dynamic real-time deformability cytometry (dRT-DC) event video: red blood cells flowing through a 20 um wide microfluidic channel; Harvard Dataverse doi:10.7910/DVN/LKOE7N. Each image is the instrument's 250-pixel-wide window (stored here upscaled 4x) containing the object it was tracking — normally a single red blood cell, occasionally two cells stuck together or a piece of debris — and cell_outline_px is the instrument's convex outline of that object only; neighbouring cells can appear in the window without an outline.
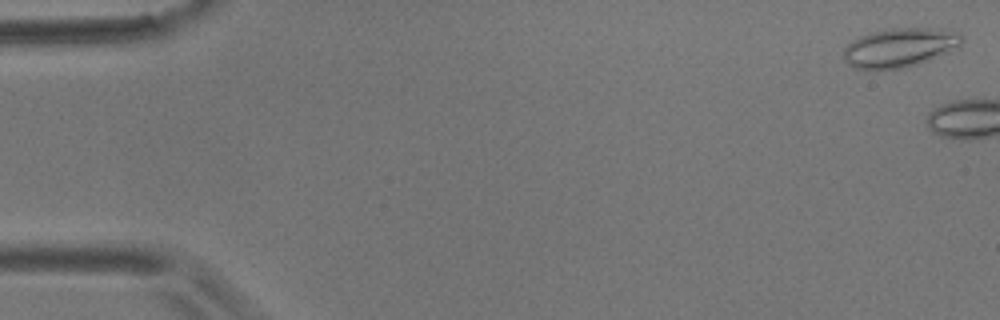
{"species": "common noctule bat (a hibernating species)", "species_latin": "Nyctalus noctula", "temperature_condition": "room temperature", "stored_images_in_passage": 2, "camera_frame_rate_fps": 3000, "um_per_image_px": 0.085, "animal": {"sex": "male", "body_mass_g": 17.9}, "frame": {"image": 1, "passage_image": 1, "time_ms": 0.0, "image_size_px": [1000, 320], "cell_outline_px": [[964, 40], [960, 48], [928, 60], [916, 64], [900, 68], [856, 68], [848, 64], [844, 60], [844, 48], [852, 40], [860, 36], [872, 32], [892, 28], [944, 28], [960, 32], [964, 36]], "centroid_in_image_um": [76.57, 4.01], "position_along_channel_um": 8.4, "area_um2": 26.99}}